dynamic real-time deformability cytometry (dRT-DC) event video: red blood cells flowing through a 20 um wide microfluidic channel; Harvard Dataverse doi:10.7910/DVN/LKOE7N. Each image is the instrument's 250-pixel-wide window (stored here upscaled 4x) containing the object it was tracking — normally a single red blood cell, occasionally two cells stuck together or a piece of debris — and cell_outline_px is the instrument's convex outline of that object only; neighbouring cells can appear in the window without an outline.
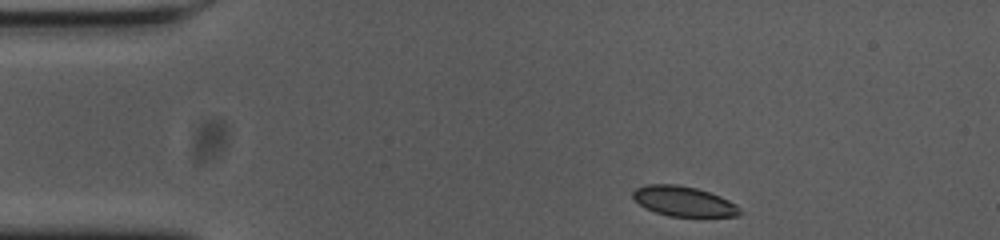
{"species": "common noctule bat (a hibernating species)", "species_latin": "Nyctalus noctula", "temperature_condition": "cold", "stored_images_in_passage": 48, "camera_frame_rate_fps": 3000, "um_per_image_px": 0.085, "animal": {"sex": "female", "body_mass_g": 23.0, "forearm_length_mm": 53.4}, "frame": {"image": 1, "passage_image": 1, "time_ms": 0.0, "image_size_px": [1000, 240], "cell_outline_px": [[740, 216], [668, 216], [656, 212], [640, 204], [632, 196], [632, 192], [636, 188], [648, 184], [676, 184], [696, 188], [720, 196], [736, 204], [740, 208]], "centroid_in_image_um": [58.12, 17.1], "position_along_channel_um": 26.9, "area_um2": 18.44}}
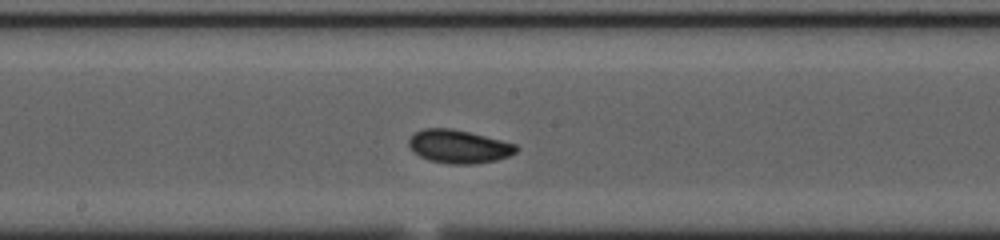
{"frame": {"image": 2, "passage_image": 21, "time_ms": 6.667, "image_size_px": [1000, 240], "cell_outline_px": [[520, 148], [516, 152], [508, 156], [496, 160], [476, 164], [448, 164], [428, 160], [420, 156], [408, 144], [408, 140], [416, 132], [424, 128], [452, 128], [516, 144]], "centroid_in_image_um": [39.01, 12.46], "position_along_channel_um": 209.2, "area_um2": 20.69}}
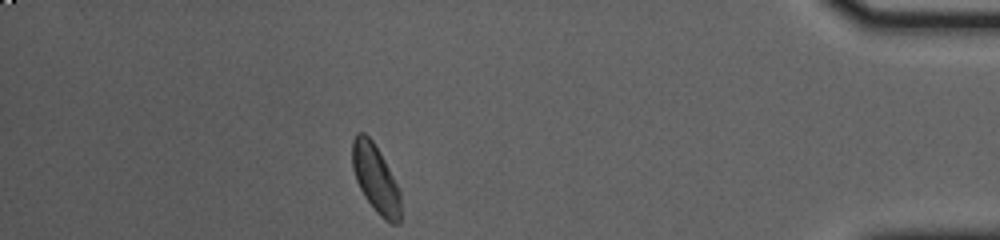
{"frame": {"image": 3, "passage_image": 41, "time_ms": 13.333, "image_size_px": [1000, 240], "cell_outline_px": [[400, 224], [392, 224], [384, 220], [376, 212], [364, 196], [356, 180], [352, 168], [352, 140], [356, 132], [364, 132], [372, 140], [380, 152], [400, 192]], "centroid_in_image_um": [31.91, 15.19], "position_along_channel_um": 403.3, "area_um2": 19.13}, "authors_computed_cell_mechanics": {"area_um2": 19.5075, "velocity_mm_per_s": 3.6414, "shape_relaxation_time_tau1_ms": 3.2582, "shape_relaxation_time_tau2_ms": 4.4251, "deformation_change_tau1": 0.103, "deformation_change_tau2": 0.0703}}